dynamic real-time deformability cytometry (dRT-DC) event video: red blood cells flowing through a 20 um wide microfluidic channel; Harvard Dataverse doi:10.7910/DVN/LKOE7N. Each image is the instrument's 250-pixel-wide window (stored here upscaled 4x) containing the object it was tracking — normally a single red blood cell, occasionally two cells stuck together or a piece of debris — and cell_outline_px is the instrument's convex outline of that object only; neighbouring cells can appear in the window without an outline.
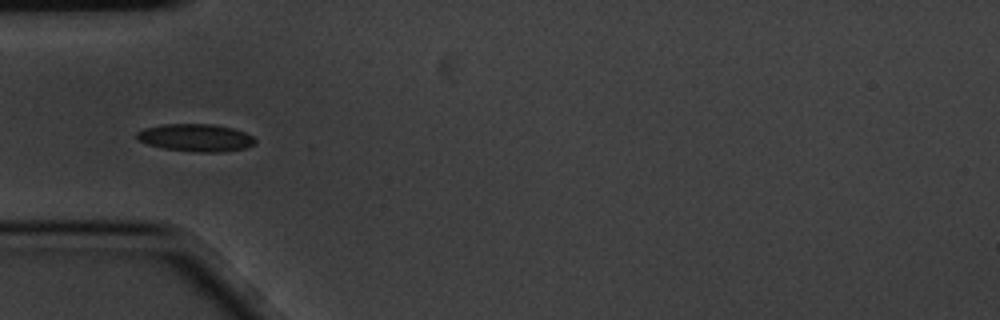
{"species": "common noctule bat (a hibernating species)", "species_latin": "Nyctalus noctula", "temperature_condition": "cold", "stored_images_in_passage": 8, "camera_frame_rate_fps": 3000, "um_per_image_px": 0.085, "animal": {"sex": "male", "body_mass_g": 20.1, "forearm_length_mm": 53.5}, "frame": {"image": 1, "passage_image": 3, "time_ms": 0.667, "image_size_px": [1000, 320], "cell_outline_px": [[256, 144], [244, 148], [224, 152], [196, 152], [164, 148], [148, 144], [136, 140], [136, 132], [144, 128], [164, 124], [212, 124], [232, 128], [244, 132], [252, 136], [256, 140]], "centroid_in_image_um": [16.63, 11.7], "position_along_channel_um": 68.4, "area_um2": 19.02}}
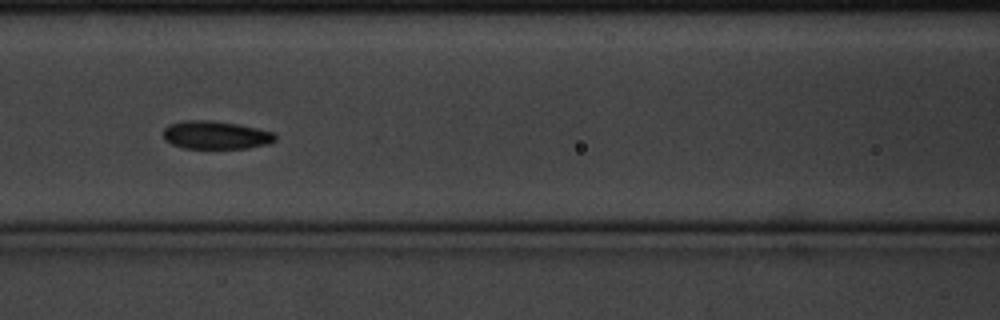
{"frame": {"image": 2, "passage_image": 5, "time_ms": 1.333, "image_size_px": [1000, 320], "cell_outline_px": [[276, 140], [268, 144], [248, 148], [184, 148], [172, 144], [164, 140], [164, 128], [168, 124], [184, 120], [212, 120], [236, 124], [276, 132]], "centroid_in_image_um": [18.34, 11.47], "position_along_channel_um": 148.3, "area_um2": 18.44}}
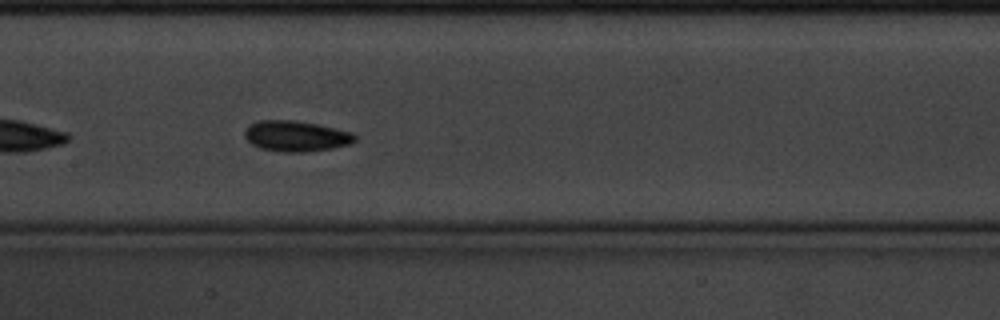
{"frame": {"image": 3, "passage_image": 6, "time_ms": 1.667, "image_size_px": [1000, 320], "cell_outline_px": [[356, 140], [352, 144], [332, 148], [308, 152], [284, 152], [260, 148], [252, 144], [244, 136], [244, 132], [248, 124], [260, 120], [296, 120], [316, 124], [352, 132], [356, 136]], "centroid_in_image_um": [25.16, 11.57], "position_along_channel_um": 182.2, "area_um2": 19.83}}